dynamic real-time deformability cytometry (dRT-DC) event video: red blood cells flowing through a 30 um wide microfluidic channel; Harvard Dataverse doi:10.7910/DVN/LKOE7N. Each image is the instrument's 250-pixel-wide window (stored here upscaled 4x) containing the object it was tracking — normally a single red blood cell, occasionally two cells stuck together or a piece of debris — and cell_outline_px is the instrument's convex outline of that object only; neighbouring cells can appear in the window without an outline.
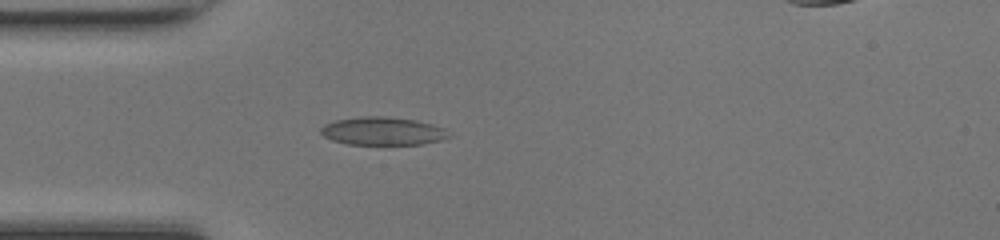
{"species": "common noctule bat (a hibernating species)", "species_latin": "Nyctalus noctula", "temperature_condition": "room temperature", "stored_images_in_passage": 48, "camera_frame_rate_fps": 3000, "um_per_image_px": 0.085, "animal": {"sex": "female", "body_mass_g": 17.0, "forearm_length_mm": 48.0}, "frame": {"image": 1, "passage_image": 13, "time_ms": 4.0, "image_size_px": [1000, 240], "cell_outline_px": [[452, 136], [440, 140], [424, 144], [348, 144], [332, 140], [324, 136], [320, 132], [320, 128], [324, 124], [336, 120], [360, 116], [384, 116], [416, 120], [432, 124], [444, 128]], "centroid_in_image_um": [32.53, 11.14], "position_along_channel_um": 52.5, "area_um2": 20.98}}
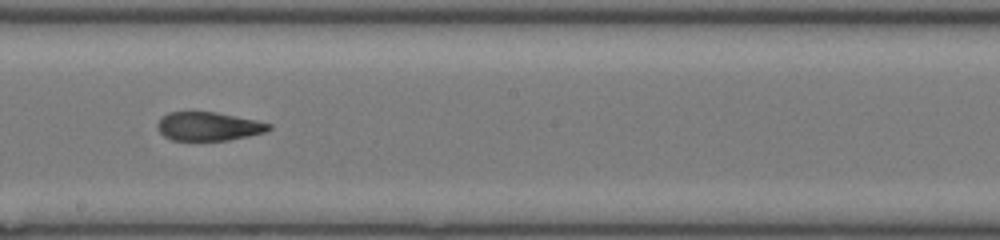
{"frame": {"image": 2, "passage_image": 26, "time_ms": 8.333, "image_size_px": [1000, 240], "cell_outline_px": [[272, 128], [264, 132], [248, 136], [228, 140], [172, 140], [164, 136], [156, 128], [156, 124], [168, 112], [216, 112], [256, 120], [272, 124]], "centroid_in_image_um": [17.72, 10.74], "position_along_channel_um": 230.5, "area_um2": 18.5}}
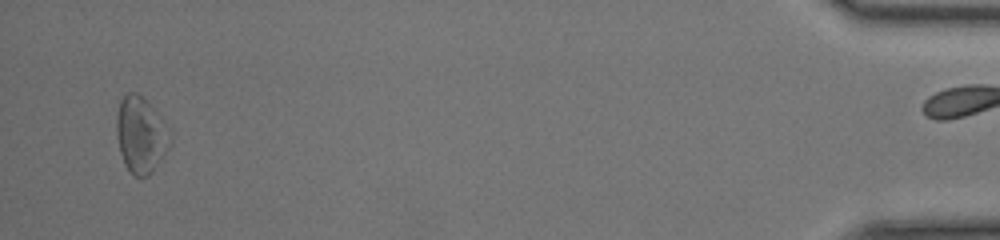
{"frame": {"image": 3, "passage_image": 46, "time_ms": 15.0, "image_size_px": [1000, 240], "cell_outline_px": [[172, 140], [168, 148], [152, 172], [148, 176], [136, 176], [124, 164], [120, 152], [116, 136], [116, 116], [120, 100], [128, 92], [136, 92], [152, 104], [160, 116]], "centroid_in_image_um": [11.94, 11.43], "position_along_channel_um": 423.3, "area_um2": 23.64}, "authors_computed_cell_mechanics": {"area_um2": 20.3456, "velocity_mm_per_s": 4.2612, "shape_relaxation_time_tau1_ms": null, "shape_relaxation_time_tau2_ms": 2.245, "deformation_change_tau1": null, "deformation_change_tau2": 0.0953}}